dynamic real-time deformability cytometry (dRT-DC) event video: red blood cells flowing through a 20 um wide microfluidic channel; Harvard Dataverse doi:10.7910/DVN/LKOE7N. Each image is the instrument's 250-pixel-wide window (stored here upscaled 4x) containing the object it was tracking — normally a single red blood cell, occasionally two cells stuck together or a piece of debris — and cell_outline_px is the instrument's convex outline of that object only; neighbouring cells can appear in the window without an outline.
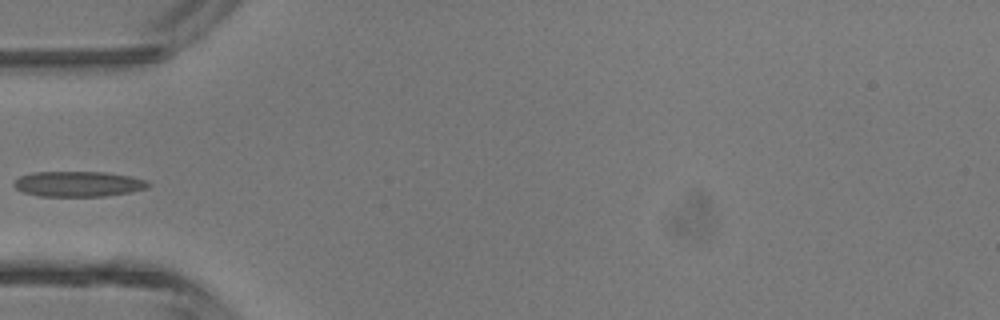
{"species": "common noctule bat (a hibernating species)", "species_latin": "Nyctalus noctula", "temperature_condition": "room temperature", "stored_images_in_passage": 32, "camera_frame_rate_fps": 3000, "um_per_image_px": 0.085, "animal": {"sex": "male", "body_mass_g": 13.3}, "frame": {"image": 1, "passage_image": 1, "time_ms": 0.0, "image_size_px": [1000, 320], "cell_outline_px": [[152, 184], [148, 188], [132, 192], [104, 196], [40, 196], [24, 192], [16, 188], [12, 184], [20, 176], [32, 172], [108, 172], [132, 176], [148, 180]], "centroid_in_image_um": [6.73, 15.63], "position_along_channel_um": 78.3, "area_um2": 20.06}}
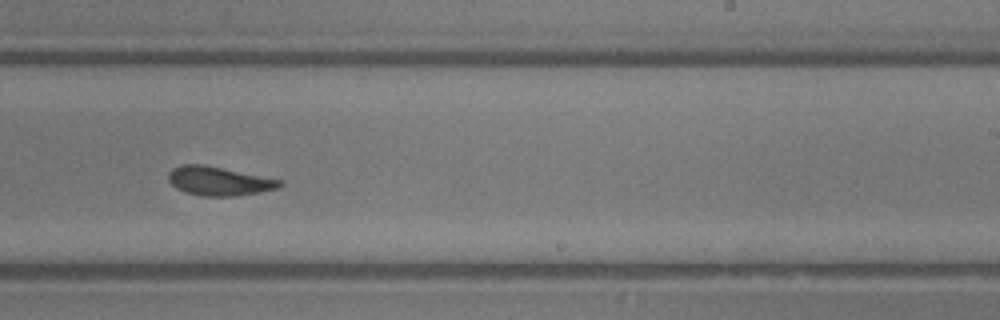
{"frame": {"image": 2, "passage_image": 14, "time_ms": 4.333, "image_size_px": [1000, 320], "cell_outline_px": [[284, 184], [280, 188], [236, 196], [200, 196], [184, 192], [176, 188], [168, 180], [168, 172], [172, 168], [180, 164], [204, 164], [284, 180]], "centroid_in_image_um": [18.62, 15.38], "position_along_channel_um": 270.4, "area_um2": 19.07}}
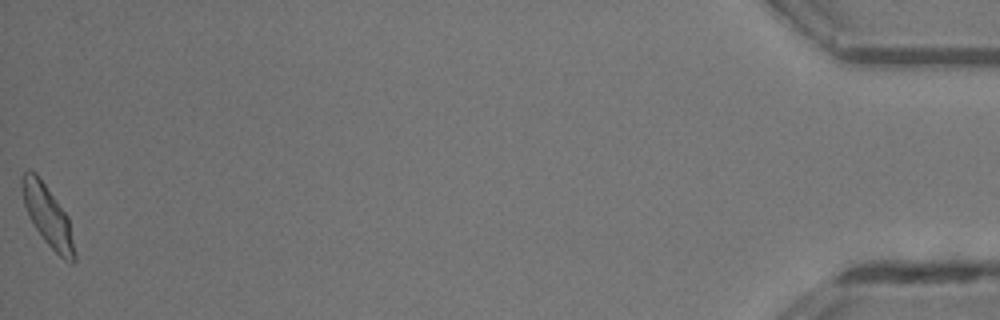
{"frame": {"image": 3, "passage_image": 32, "time_ms": 10.333, "image_size_px": [1000, 320], "cell_outline_px": [[76, 260], [72, 264], [64, 260], [44, 240], [36, 228], [24, 204], [20, 184], [20, 180], [24, 172], [28, 168], [36, 172], [68, 216], [76, 252]], "centroid_in_image_um": [4.07, 18.34], "position_along_channel_um": 431.1, "area_um2": 18.5}}